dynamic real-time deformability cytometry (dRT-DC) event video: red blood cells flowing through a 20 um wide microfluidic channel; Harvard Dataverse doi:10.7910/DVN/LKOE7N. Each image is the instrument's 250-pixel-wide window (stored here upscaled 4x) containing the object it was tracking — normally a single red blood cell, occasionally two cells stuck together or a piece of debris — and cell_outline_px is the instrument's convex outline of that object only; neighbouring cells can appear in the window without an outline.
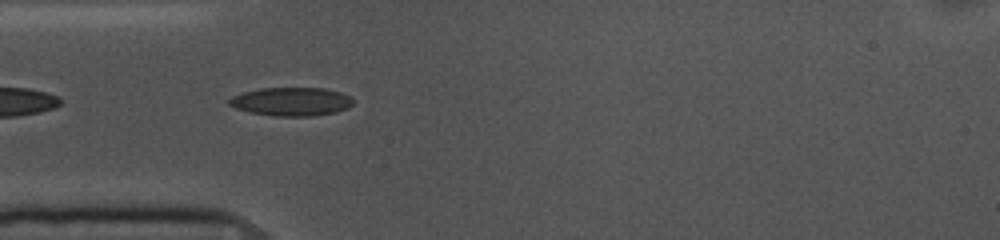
{"species": "common noctule bat (a hibernating species)", "species_latin": "Nyctalus noctula", "temperature_condition": "cold", "stored_images_in_passage": 42, "camera_frame_rate_fps": 3000, "um_per_image_px": 0.085, "animal": {"sex": "female", "body_mass_g": 10.0, "forearm_length_mm": 53.1}, "frame": {"image": 1, "passage_image": 3, "time_ms": 0.667, "image_size_px": [1000, 240], "cell_outline_px": [[352, 104], [348, 108], [336, 112], [312, 116], [276, 116], [248, 112], [236, 108], [228, 104], [228, 100], [232, 96], [244, 92], [260, 88], [324, 88], [340, 92], [348, 96], [352, 100]], "centroid_in_image_um": [24.74, 8.64], "position_along_channel_um": 60.3, "area_um2": 20.52}}
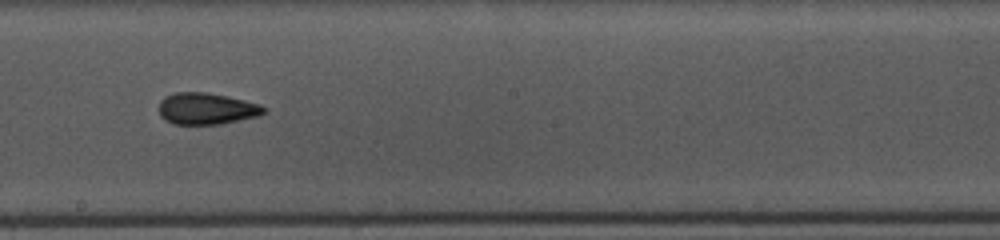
{"frame": {"image": 2, "passage_image": 17, "time_ms": 5.333, "image_size_px": [1000, 240], "cell_outline_px": [[268, 112], [260, 116], [220, 124], [176, 124], [164, 120], [160, 116], [156, 108], [160, 100], [164, 96], [172, 92], [208, 92], [228, 96], [260, 104], [268, 108]], "centroid_in_image_um": [17.54, 9.22], "position_along_channel_um": 230.7, "area_um2": 19.88}}
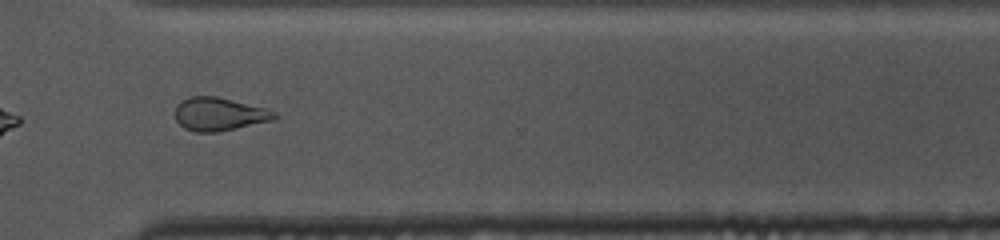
{"frame": {"image": 3, "passage_image": 27, "time_ms": 8.667, "image_size_px": [1000, 240], "cell_outline_px": [[280, 116], [272, 120], [216, 132], [196, 132], [184, 128], [176, 120], [176, 104], [192, 96], [216, 96], [268, 108], [276, 112]], "centroid_in_image_um": [18.66, 9.69], "position_along_channel_um": 351.9, "area_um2": 19.13}, "authors_computed_cell_mechanics": {"area_um2": 19.8832, "velocity_mm_per_s": 3.6514, "shape_relaxation_time_tau1_ms": null, "shape_relaxation_time_tau2_ms": 3.3789, "deformation_change_tau1": null, "deformation_change_tau2": 0.1104}}